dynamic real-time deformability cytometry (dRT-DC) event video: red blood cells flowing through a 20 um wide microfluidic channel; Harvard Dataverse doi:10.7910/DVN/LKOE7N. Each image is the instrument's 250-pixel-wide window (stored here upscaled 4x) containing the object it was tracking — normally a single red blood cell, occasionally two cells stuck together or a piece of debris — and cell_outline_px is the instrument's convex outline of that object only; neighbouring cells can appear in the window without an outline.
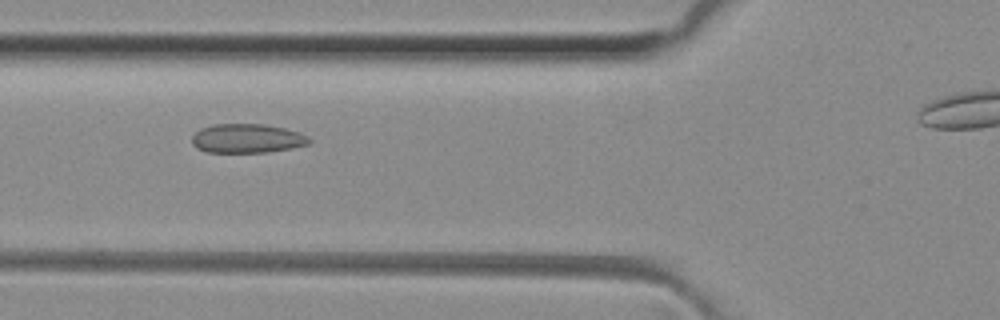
{"species": "common noctule bat (a hibernating species)", "species_latin": "Nyctalus noctula", "temperature_condition": "room temperature", "stored_images_in_passage": 38, "camera_frame_rate_fps": 3000, "um_per_image_px": 0.085, "animal": {"sex": "female", "body_mass_g": 29.2, "forearm_length_mm": 56.3}, "frame": {"image": 1, "passage_image": 13, "time_ms": 4.0, "image_size_px": [1000, 320], "cell_outline_px": [[312, 140], [308, 144], [292, 148], [268, 152], [208, 152], [196, 148], [192, 144], [192, 136], [200, 128], [212, 124], [264, 124], [284, 128], [300, 132], [308, 136]], "centroid_in_image_um": [21.01, 11.76], "position_along_channel_um": 104.8, "area_um2": 20.0}}
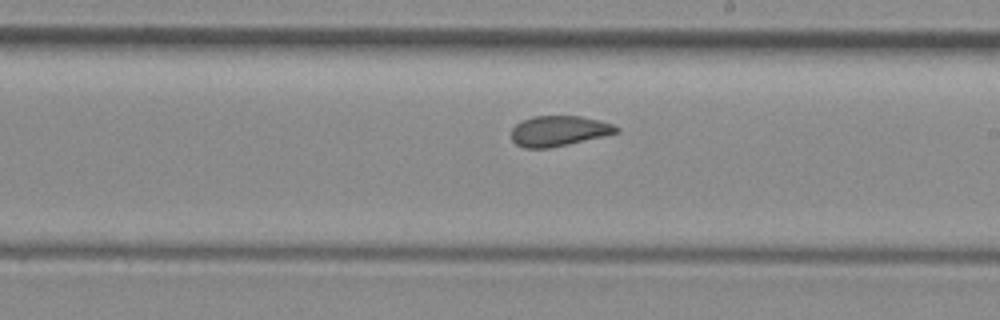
{"frame": {"image": 2, "passage_image": 23, "time_ms": 7.333, "image_size_px": [1000, 320], "cell_outline_px": [[620, 132], [568, 144], [548, 148], [524, 148], [516, 144], [512, 140], [512, 128], [520, 120], [532, 116], [580, 116], [600, 120], [612, 124], [620, 128]], "centroid_in_image_um": [47.49, 11.12], "position_along_channel_um": 241.5, "area_um2": 18.61}}
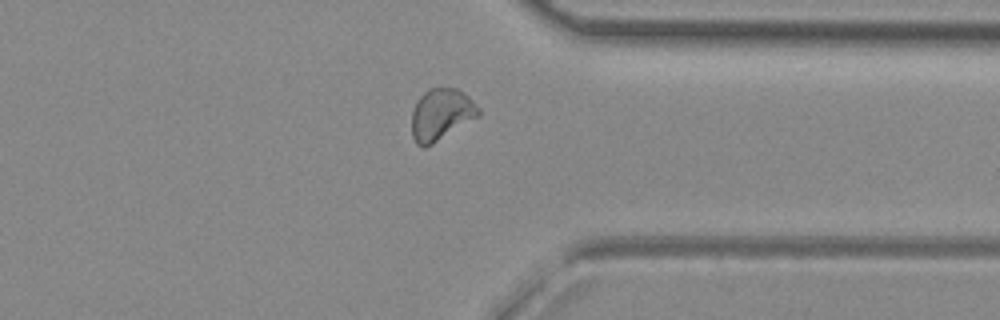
{"frame": {"image": 3, "passage_image": 33, "time_ms": 10.667, "image_size_px": [1000, 320], "cell_outline_px": [[480, 116], [432, 144], [424, 148], [416, 144], [412, 136], [412, 112], [416, 100], [428, 88], [456, 88], [468, 96], [480, 108]], "centroid_in_image_um": [37.49, 9.73], "position_along_channel_um": 373.9, "area_um2": 20.17}, "authors_computed_cell_mechanics": {"area_um2": 19.6809, "velocity_mm_per_s": 4.1146, "shape_relaxation_time_tau1_ms": null, "shape_relaxation_time_tau2_ms": 1.2538, "deformation_change_tau1": null, "deformation_change_tau2": 0.0595}}